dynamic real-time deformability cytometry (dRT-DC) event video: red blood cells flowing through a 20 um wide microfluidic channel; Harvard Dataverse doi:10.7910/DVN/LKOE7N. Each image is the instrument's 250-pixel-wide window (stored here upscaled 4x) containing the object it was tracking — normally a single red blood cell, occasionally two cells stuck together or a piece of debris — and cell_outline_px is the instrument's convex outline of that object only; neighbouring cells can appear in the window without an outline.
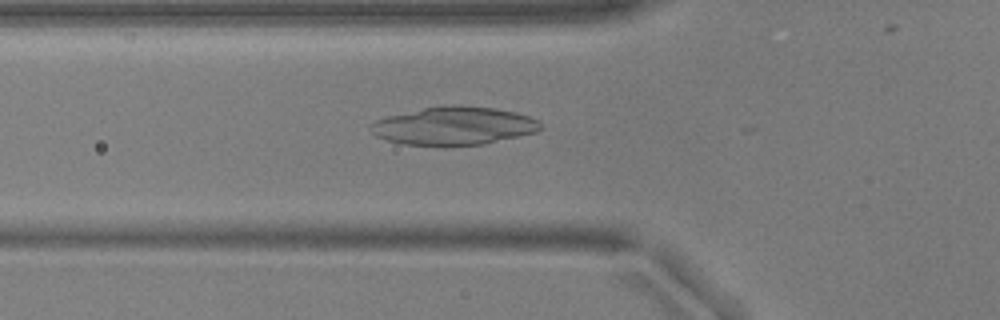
{"species": "common noctule bat (a hibernating species)", "species_latin": "Nyctalus noctula", "temperature_condition": "warm", "stored_images_in_passage": 32, "camera_frame_rate_fps": 3000, "um_per_image_px": 0.085, "animal": {"sex": "male", "body_mass_g": 17.9, "forearm_length_mm": 54.2}, "frame": {"image": 1, "passage_image": 19, "time_ms": 6.0, "image_size_px": [1000, 320], "cell_outline_px": [[544, 128], [536, 132], [484, 144], [404, 144], [388, 140], [376, 136], [368, 128], [368, 124], [376, 120], [388, 116], [424, 108], [444, 104], [456, 104], [496, 108], [516, 112], [540, 120]], "centroid_in_image_um": [38.61, 10.67], "position_along_channel_um": 87.2, "area_um2": 37.63}}
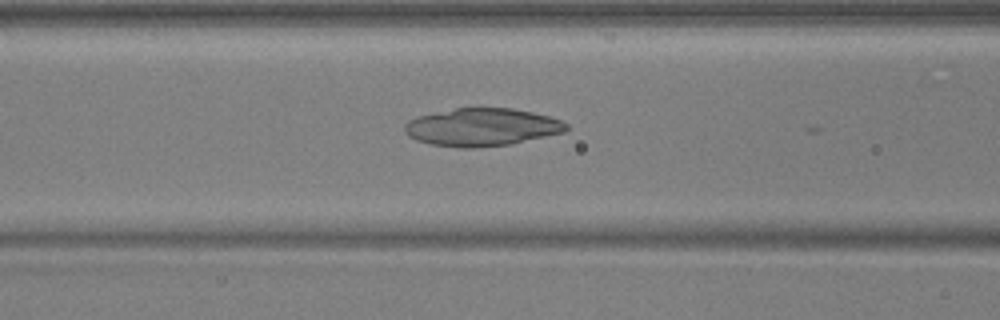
{"frame": {"image": 2, "passage_image": 22, "time_ms": 7.0, "image_size_px": [1000, 320], "cell_outline_px": [[568, 128], [564, 132], [512, 144], [476, 148], [460, 148], [432, 144], [416, 140], [408, 136], [404, 132], [404, 124], [408, 120], [416, 116], [472, 104], [512, 108], [532, 112], [548, 116], [560, 120], [568, 124]], "centroid_in_image_um": [40.92, 10.77], "position_along_channel_um": 125.7, "area_um2": 36.65}}
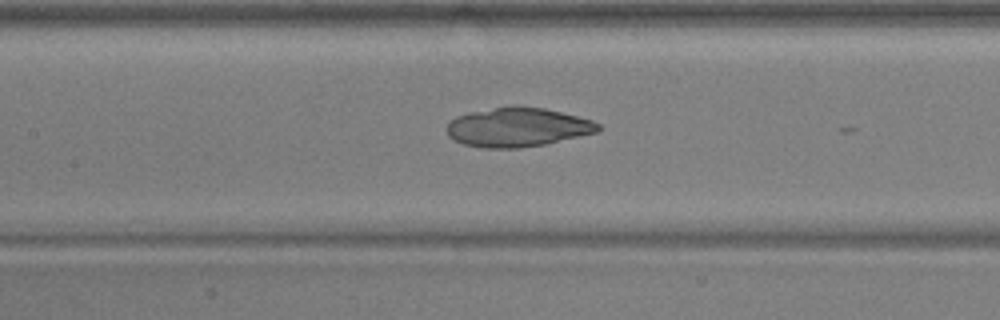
{"frame": {"image": 3, "passage_image": 25, "time_ms": 8.0, "image_size_px": [1000, 320], "cell_outline_px": [[604, 128], [600, 132], [544, 144], [520, 148], [484, 148], [464, 144], [452, 140], [448, 136], [448, 124], [456, 116], [468, 112], [512, 104], [520, 104], [544, 108], [592, 120], [600, 124]], "centroid_in_image_um": [44.02, 10.8], "position_along_channel_um": 163.4, "area_um2": 35.03}}